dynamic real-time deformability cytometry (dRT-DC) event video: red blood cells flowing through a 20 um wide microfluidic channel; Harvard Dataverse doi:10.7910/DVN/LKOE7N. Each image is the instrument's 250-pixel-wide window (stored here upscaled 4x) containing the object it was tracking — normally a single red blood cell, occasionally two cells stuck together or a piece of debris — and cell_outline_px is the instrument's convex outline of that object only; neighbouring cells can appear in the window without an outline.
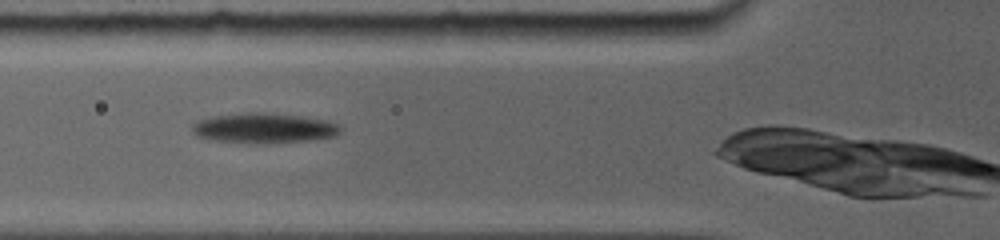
{"species": "common noctule bat (a hibernating species)", "species_latin": "Nyctalus noctula", "temperature_condition": "room temperature", "stored_images_in_passage": 31, "camera_frame_rate_fps": 5000, "um_per_image_px": 0.085, "animal": {"sex": "female", "body_mass_g": 19.0, "forearm_length_mm": 56.7}, "frame": {"image": 1, "passage_image": 7, "time_ms": 2.0, "image_size_px": [1000, 240], "cell_outline_px": [[340, 132], [336, 136], [312, 140], [216, 140], [196, 136], [192, 132], [192, 124], [196, 120], [208, 116], [248, 112], [260, 112], [304, 116], [328, 120], [340, 124]], "centroid_in_image_um": [22.44, 10.81], "position_along_channel_um": 103.4, "area_um2": 25.03}}
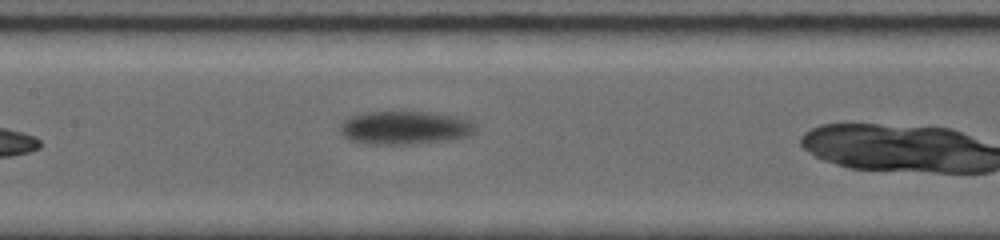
{"frame": {"image": 2, "passage_image": 13, "time_ms": 4.0, "image_size_px": [1000, 240], "cell_outline_px": [[476, 132], [468, 136], [448, 140], [408, 144], [368, 144], [348, 140], [340, 132], [340, 124], [348, 116], [364, 112], [432, 112], [456, 116], [468, 120], [476, 128]], "centroid_in_image_um": [34.37, 10.85], "position_along_channel_um": 173.0, "area_um2": 26.41}}
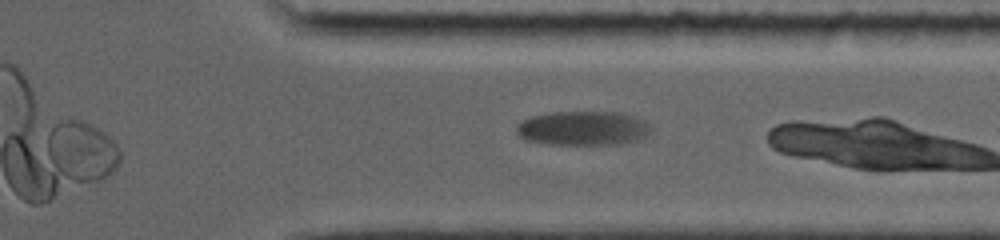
{"frame": {"image": 3, "passage_image": 29, "time_ms": 9.4, "image_size_px": [1000, 240], "cell_outline_px": [[652, 132], [648, 136], [624, 144], [552, 144], [528, 140], [520, 136], [516, 132], [516, 128], [524, 120], [532, 116], [552, 112], [620, 112], [636, 116], [644, 120], [648, 124]], "centroid_in_image_um": [49.63, 10.9], "position_along_channel_um": 361.8, "area_um2": 26.82}}